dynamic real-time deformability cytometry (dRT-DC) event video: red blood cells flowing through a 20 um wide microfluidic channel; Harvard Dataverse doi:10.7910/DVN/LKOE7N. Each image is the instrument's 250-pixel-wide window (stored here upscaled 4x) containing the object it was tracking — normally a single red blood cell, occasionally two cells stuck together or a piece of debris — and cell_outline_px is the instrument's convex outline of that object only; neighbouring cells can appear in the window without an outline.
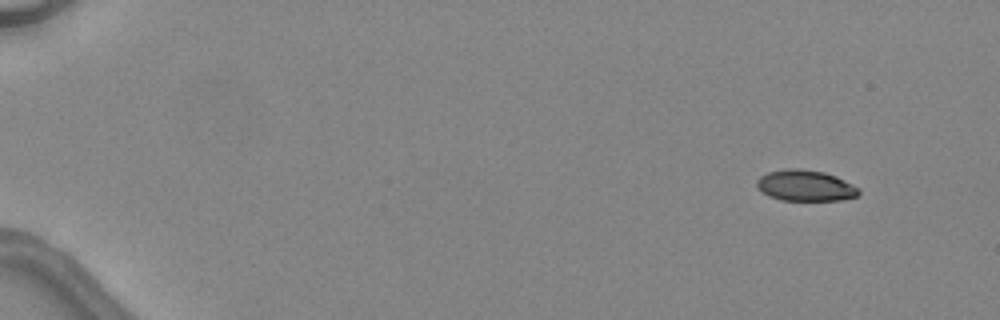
{"species": "common noctule bat (a hibernating species)", "species_latin": "Nyctalus noctula", "temperature_condition": "warm", "stored_images_in_passage": 5, "camera_frame_rate_fps": 3000, "um_per_image_px": 0.085, "animal": {"sex": "female", "body_mass_g": 24.6, "forearm_length_mm": 56.2}, "frame": {"image": 1, "passage_image": 1, "time_ms": 0.0, "image_size_px": [1000, 320], "cell_outline_px": [[860, 192], [856, 196], [840, 200], [780, 200], [768, 196], [756, 184], [756, 180], [760, 176], [768, 172], [788, 168], [796, 168], [824, 172], [836, 176], [860, 188]], "centroid_in_image_um": [68.46, 15.77], "position_along_channel_um": 16.5, "area_um2": 18.32}}
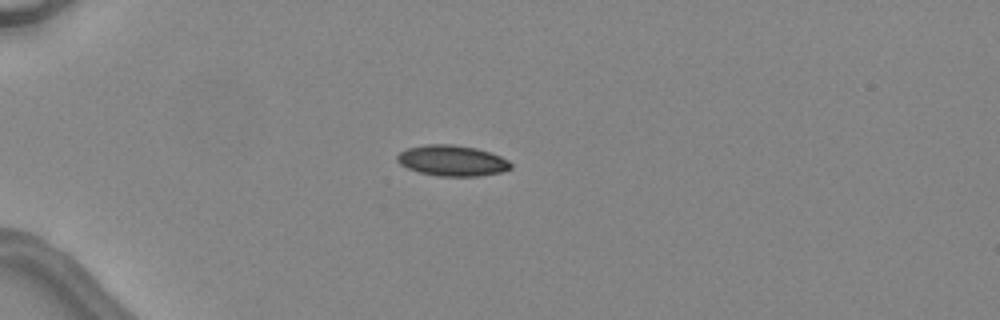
{"frame": {"image": 2, "passage_image": 4, "time_ms": 3.333, "image_size_px": [1000, 320], "cell_outline_px": [[512, 168], [500, 172], [480, 176], [436, 176], [420, 172], [408, 168], [400, 164], [396, 160], [396, 156], [400, 152], [408, 148], [424, 144], [452, 144], [476, 148], [500, 156], [508, 160], [512, 164]], "centroid_in_image_um": [38.42, 13.65], "position_along_channel_um": 46.6, "area_um2": 20.35}}